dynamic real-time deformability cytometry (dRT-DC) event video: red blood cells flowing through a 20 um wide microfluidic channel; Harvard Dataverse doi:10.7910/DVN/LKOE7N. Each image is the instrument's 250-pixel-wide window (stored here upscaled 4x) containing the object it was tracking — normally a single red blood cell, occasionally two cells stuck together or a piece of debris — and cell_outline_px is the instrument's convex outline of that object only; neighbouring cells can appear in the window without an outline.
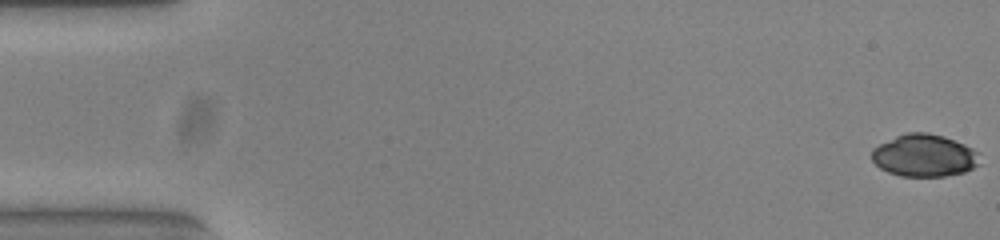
{"species": "common noctule bat (a hibernating species)", "species_latin": "Nyctalus noctula", "temperature_condition": "warm", "stored_images_in_passage": 53, "camera_frame_rate_fps": 3000, "um_per_image_px": 0.085, "animal": {"sex": "female", "body_mass_g": 23.0, "forearm_length_mm": 53.4}, "frame": {"image": 1, "passage_image": 1, "time_ms": 0.0, "image_size_px": [1000, 240], "cell_outline_px": [[980, 164], [964, 172], [944, 176], [900, 176], [888, 172], [880, 168], [872, 160], [872, 148], [896, 136], [908, 132], [928, 132], [944, 136], [964, 144], [980, 152]], "centroid_in_image_um": [78.59, 13.22], "position_along_channel_um": 6.4, "area_um2": 26.76}}
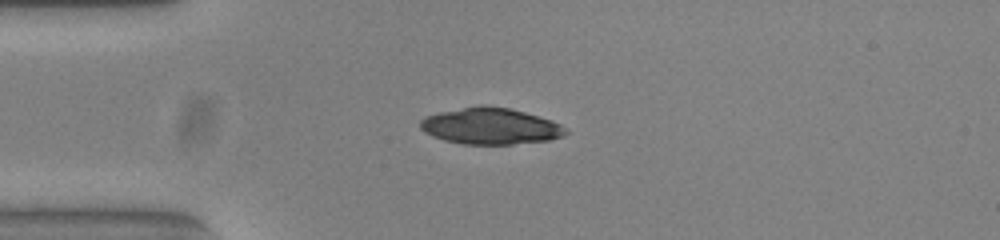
{"frame": {"image": 2, "passage_image": 14, "time_ms": 4.333, "image_size_px": [1000, 240], "cell_outline_px": [[568, 132], [564, 136], [548, 140], [512, 144], [464, 144], [444, 140], [432, 136], [424, 132], [420, 128], [420, 120], [424, 116], [440, 112], [480, 104], [512, 108], [552, 120], [560, 124]], "centroid_in_image_um": [41.67, 10.71], "position_along_channel_um": 43.3, "area_um2": 30.98}}
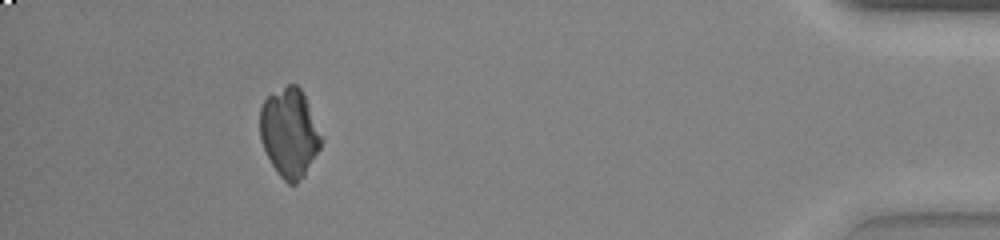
{"frame": {"image": 3, "passage_image": 49, "time_ms": 16.0, "image_size_px": [1000, 240], "cell_outline_px": [[324, 140], [320, 148], [304, 176], [296, 184], [288, 184], [276, 172], [260, 140], [260, 108], [264, 100], [268, 96], [288, 84], [296, 84], [300, 88], [324, 136]], "centroid_in_image_um": [24.62, 11.3], "position_along_channel_um": 410.6, "area_um2": 31.79}}